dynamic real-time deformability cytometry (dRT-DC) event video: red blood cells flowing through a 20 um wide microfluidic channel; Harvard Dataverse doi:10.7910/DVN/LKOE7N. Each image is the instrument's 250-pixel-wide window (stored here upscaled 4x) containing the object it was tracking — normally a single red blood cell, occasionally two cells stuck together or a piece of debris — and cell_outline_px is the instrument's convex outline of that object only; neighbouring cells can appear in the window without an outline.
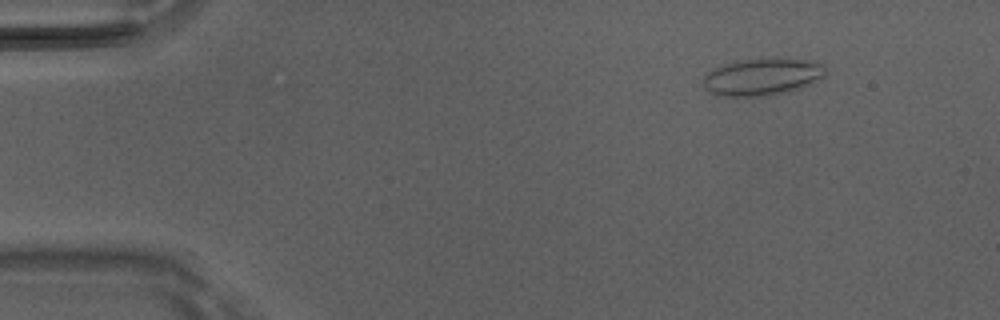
{"species": "Egyptian fruit bat (a non-hibernating species)", "species_latin": "Rousettus aegyptiacus", "temperature_condition": "room temperature", "stored_images_in_passage": 4, "camera_frame_rate_fps": 3000, "um_per_image_px": 0.085, "animal": {"sex": "male"}, "frame": {"image": 1, "passage_image": 2, "time_ms": 0.333, "image_size_px": [1000, 320], "cell_outline_px": [[824, 76], [792, 92], [768, 96], [716, 96], [708, 92], [700, 84], [704, 76], [712, 68], [724, 64], [744, 60], [776, 56], [816, 60], [824, 68]], "centroid_in_image_um": [64.76, 6.52], "position_along_channel_um": 20.2, "area_um2": 27.28}}